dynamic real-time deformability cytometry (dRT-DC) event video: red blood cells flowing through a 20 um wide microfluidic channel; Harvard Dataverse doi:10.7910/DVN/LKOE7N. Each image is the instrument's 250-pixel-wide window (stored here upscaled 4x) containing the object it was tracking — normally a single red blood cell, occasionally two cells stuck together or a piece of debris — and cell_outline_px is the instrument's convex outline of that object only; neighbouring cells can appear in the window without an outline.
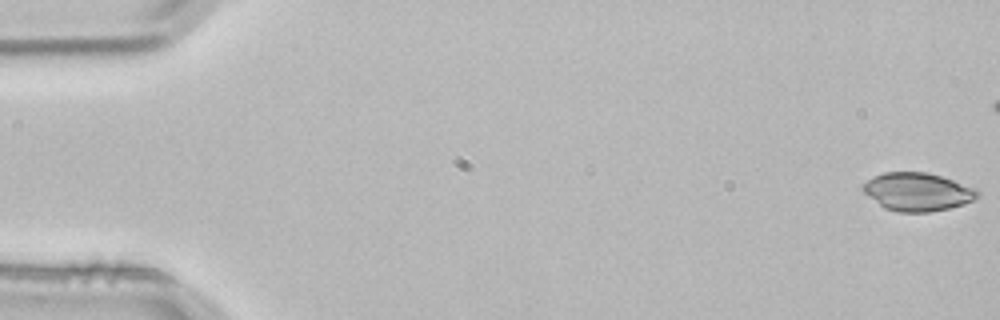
{"species": "common noctule bat (a hibernating species)", "species_latin": "Nyctalus noctula", "temperature_condition": "room temperature", "stored_images_in_passage": 5, "camera_frame_rate_fps": 3000, "um_per_image_px": 0.085, "animal": {"sex": "male", "body_mass_g": 21.5, "forearm_length_mm": 52.0}, "frame": {"image": 1, "passage_image": 1, "time_ms": 0.0, "image_size_px": [1000, 320], "cell_outline_px": [[980, 196], [964, 204], [948, 208], [928, 212], [896, 212], [884, 208], [864, 192], [860, 188], [872, 176], [884, 172], [928, 172], [976, 188], [980, 192]], "centroid_in_image_um": [77.98, 16.3], "position_along_channel_um": 7.0, "area_um2": 25.43}}